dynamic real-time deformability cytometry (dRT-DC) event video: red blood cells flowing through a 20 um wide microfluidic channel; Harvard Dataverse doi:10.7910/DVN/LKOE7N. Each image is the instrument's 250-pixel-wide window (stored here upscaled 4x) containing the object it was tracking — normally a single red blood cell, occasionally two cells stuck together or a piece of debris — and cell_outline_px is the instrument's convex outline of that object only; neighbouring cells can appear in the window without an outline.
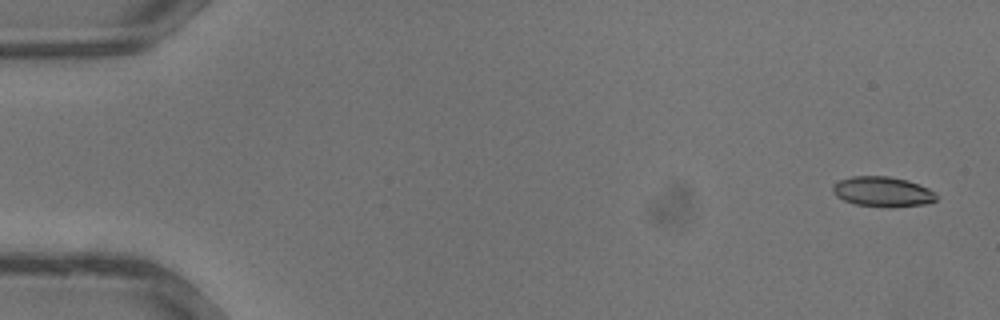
{"species": "common noctule bat (a hibernating species)", "species_latin": "Nyctalus noctula", "temperature_condition": "warm", "stored_images_in_passage": 35, "camera_frame_rate_fps": 3000, "um_per_image_px": 0.085, "animal": {"sex": "male", "body_mass_g": 13.3}, "frame": {"image": 1, "passage_image": 2, "time_ms": 0.333, "image_size_px": [1000, 320], "cell_outline_px": [[936, 200], [928, 204], [892, 208], [856, 204], [844, 200], [836, 196], [832, 188], [832, 184], [840, 180], [852, 176], [888, 176], [908, 180], [928, 188], [936, 192]], "centroid_in_image_um": [75.05, 16.3], "position_along_channel_um": 10.0, "area_um2": 18.32}}
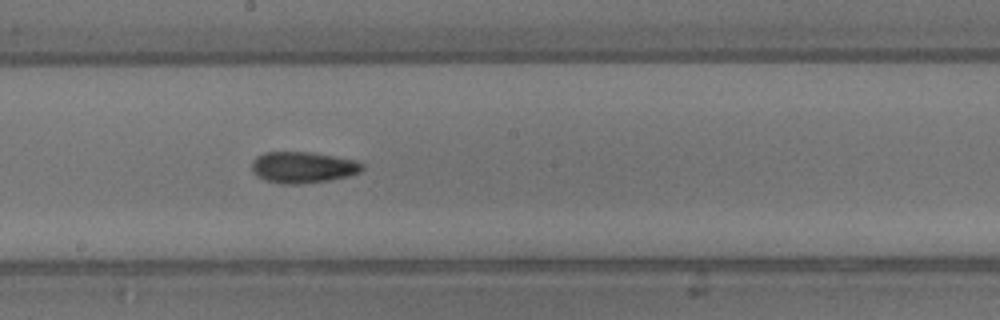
{"frame": {"image": 2, "passage_image": 20, "time_ms": 6.333, "image_size_px": [1000, 320], "cell_outline_px": [[364, 168], [360, 172], [348, 176], [328, 180], [296, 184], [284, 184], [264, 180], [256, 176], [252, 172], [252, 160], [256, 156], [264, 152], [312, 152], [356, 160], [364, 164]], "centroid_in_image_um": [25.73, 14.21], "position_along_channel_um": 222.5, "area_um2": 20.23}}
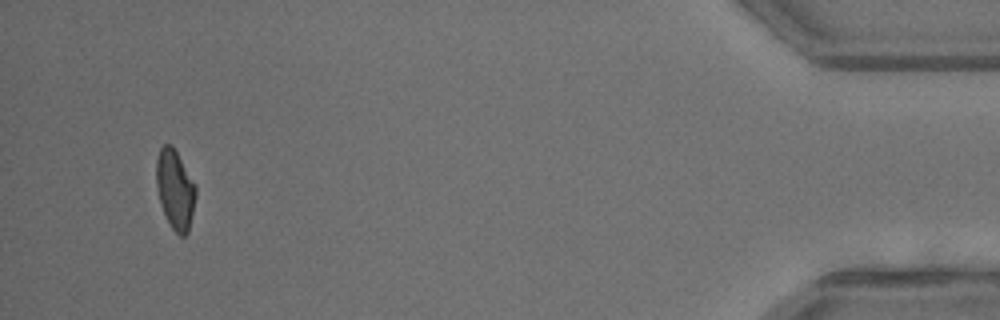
{"frame": {"image": 3, "passage_image": 34, "time_ms": 11.0, "image_size_px": [1000, 320], "cell_outline_px": [[196, 196], [188, 232], [184, 236], [180, 236], [172, 228], [160, 204], [156, 184], [156, 160], [160, 148], [164, 144], [172, 144], [196, 184]], "centroid_in_image_um": [14.89, 16.07], "position_along_channel_um": 420.3, "area_um2": 18.26}}